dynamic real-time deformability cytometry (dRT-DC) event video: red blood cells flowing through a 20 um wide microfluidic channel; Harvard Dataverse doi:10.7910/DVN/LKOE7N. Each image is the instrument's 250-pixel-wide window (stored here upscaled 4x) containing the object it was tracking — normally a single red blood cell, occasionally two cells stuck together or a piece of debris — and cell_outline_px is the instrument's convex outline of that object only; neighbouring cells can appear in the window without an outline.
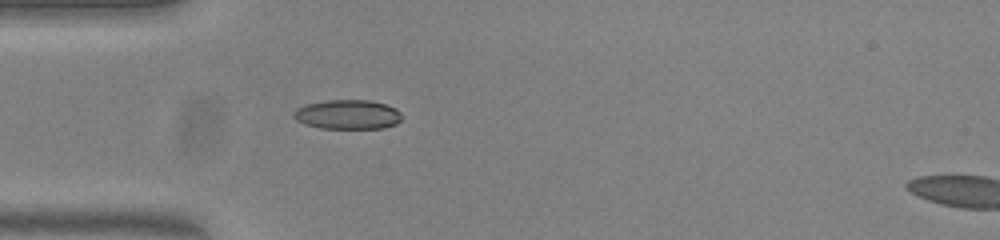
{"species": "common noctule bat (a hibernating species)", "species_latin": "Nyctalus noctula", "temperature_condition": "warm", "stored_images_in_passage": 39, "camera_frame_rate_fps": 3000, "um_per_image_px": 0.085, "animal": {"sex": "female", "body_mass_g": 23.0, "forearm_length_mm": 53.4}, "frame": {"image": 1, "passage_image": 1, "time_ms": 0.0, "image_size_px": [1000, 240], "cell_outline_px": [[400, 120], [396, 124], [384, 128], [320, 128], [304, 124], [296, 120], [292, 116], [292, 112], [296, 108], [308, 104], [328, 100], [368, 100], [384, 104], [396, 108], [400, 112]], "centroid_in_image_um": [29.52, 9.73], "position_along_channel_um": 55.5, "area_um2": 18.5}}
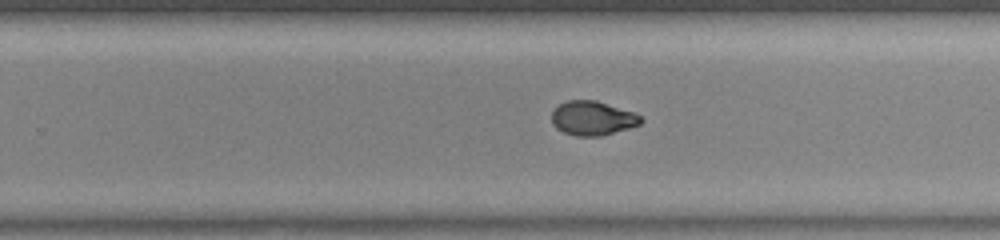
{"frame": {"image": 2, "passage_image": 19, "time_ms": 6.0, "image_size_px": [1000, 240], "cell_outline_px": [[644, 120], [640, 124], [628, 128], [600, 136], [576, 136], [564, 132], [556, 128], [552, 124], [552, 112], [560, 104], [568, 100], [596, 100], [636, 112]], "centroid_in_image_um": [50.39, 10.04], "position_along_channel_um": 279.4, "area_um2": 17.8}}
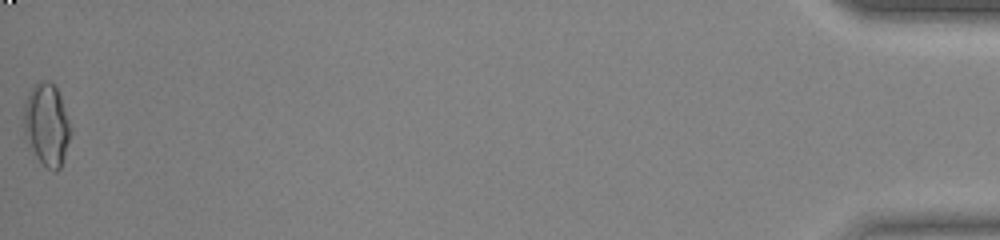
{"frame": {"image": 3, "passage_image": 39, "time_ms": 12.667, "image_size_px": [1000, 240], "cell_outline_px": [[72, 132], [60, 168], [56, 172], [52, 172], [36, 156], [24, 132], [24, 100], [32, 88], [36, 84], [44, 80], [48, 80], [56, 88], [60, 96], [72, 128]], "centroid_in_image_um": [3.99, 10.59], "position_along_channel_um": 431.2, "area_um2": 22.14}, "authors_computed_cell_mechanics": {"area_um2": 18.496, "velocity_mm_per_s": 3.8191, "shape_relaxation_time_tau1_ms": 7.2798, "shape_relaxation_time_tau2_ms": 1.9668, "deformation_change_tau1": 0.2158, "deformation_change_tau2": 0.0404}}